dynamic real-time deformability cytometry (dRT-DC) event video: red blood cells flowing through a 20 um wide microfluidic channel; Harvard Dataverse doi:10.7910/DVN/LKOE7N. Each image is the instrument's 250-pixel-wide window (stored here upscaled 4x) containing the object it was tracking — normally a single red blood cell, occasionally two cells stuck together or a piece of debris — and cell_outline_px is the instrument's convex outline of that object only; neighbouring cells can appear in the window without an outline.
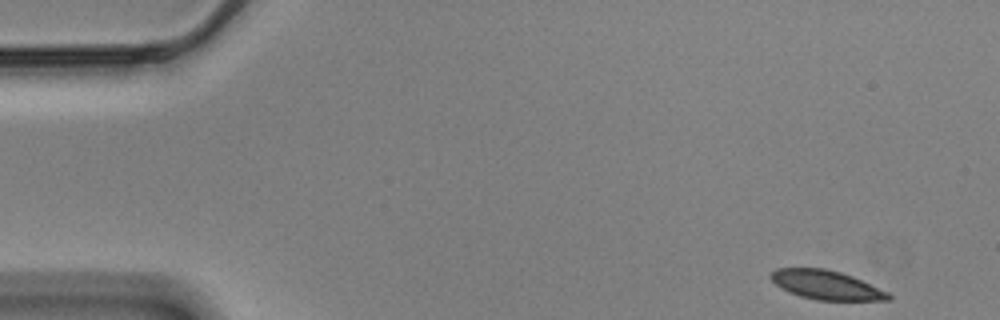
{"species": "Egyptian fruit bat (a non-hibernating species)", "species_latin": "Rousettus aegyptiacus", "temperature_condition": "cold", "stored_images_in_passage": 46, "camera_frame_rate_fps": 3000, "um_per_image_px": 0.085, "animal": {"sex": "male"}, "frame": {"image": 1, "passage_image": 1, "time_ms": 0.0, "image_size_px": [1000, 320], "cell_outline_px": [[892, 300], [816, 300], [800, 296], [788, 292], [780, 288], [768, 276], [776, 268], [824, 268], [840, 272], [852, 276], [888, 292], [892, 296]], "centroid_in_image_um": [70.21, 24.22], "position_along_channel_um": 14.8, "area_um2": 19.88}}
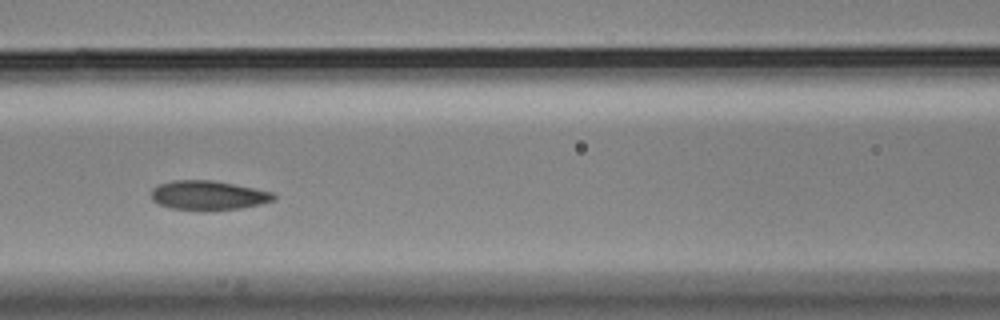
{"frame": {"image": 2, "passage_image": 22, "time_ms": 7.0, "image_size_px": [1000, 320], "cell_outline_px": [[276, 200], [260, 204], [240, 208], [208, 212], [204, 212], [172, 208], [156, 204], [152, 200], [152, 188], [160, 184], [172, 180], [212, 180], [276, 192]], "centroid_in_image_um": [17.72, 16.62], "position_along_channel_um": 148.9, "area_um2": 21.44}}
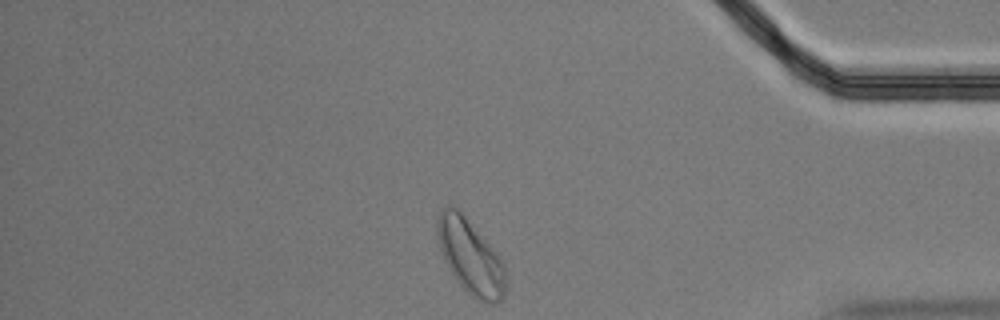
{"frame": {"image": 3, "passage_image": 46, "time_ms": 15.0, "image_size_px": [1000, 320], "cell_outline_px": [[508, 284], [504, 296], [496, 304], [484, 304], [476, 300], [456, 280], [448, 268], [440, 248], [436, 232], [436, 216], [440, 208], [448, 204], [456, 204], [496, 252], [504, 264], [508, 280]], "centroid_in_image_um": [39.99, 21.79], "position_along_channel_um": 395.2, "area_um2": 30.63}, "authors_computed_cell_mechanics": {"area_um2": 21.2415, "velocity_mm_per_s": 3.448, "shape_relaxation_time_tau1_ms": 2.6594, "shape_relaxation_time_tau2_ms": 1.6075, "deformation_change_tau1": 0.122, "deformation_change_tau2": 0.0707}}